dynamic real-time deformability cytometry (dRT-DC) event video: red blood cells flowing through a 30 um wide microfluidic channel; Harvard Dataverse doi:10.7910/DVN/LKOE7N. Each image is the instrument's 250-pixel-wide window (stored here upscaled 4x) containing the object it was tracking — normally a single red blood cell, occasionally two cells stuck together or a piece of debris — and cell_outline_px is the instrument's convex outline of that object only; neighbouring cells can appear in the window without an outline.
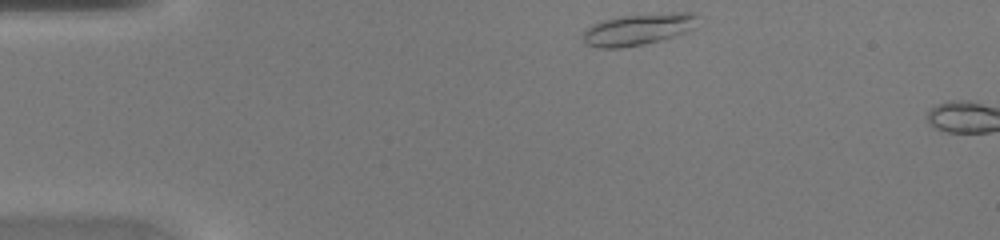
{"species": "common noctule bat (a hibernating species)", "species_latin": "Nyctalus noctula", "temperature_condition": "warm", "stored_images_in_passage": 3, "camera_frame_rate_fps": 3000, "um_per_image_px": 0.085, "animal": {"sex": "female", "body_mass_g": 20.0, "forearm_length_mm": 54.0}, "frame": {"image": 1, "passage_image": 1, "time_ms": 0.0, "image_size_px": [1000, 240], "cell_outline_px": [[700, 16], [692, 28], [684, 32], [660, 40], [644, 44], [620, 48], [596, 48], [584, 44], [584, 32], [592, 24], [604, 20], [620, 16], [680, 12], [692, 12]], "centroid_in_image_um": [54.22, 2.5], "position_along_channel_um": 30.8, "area_um2": 20.87}}